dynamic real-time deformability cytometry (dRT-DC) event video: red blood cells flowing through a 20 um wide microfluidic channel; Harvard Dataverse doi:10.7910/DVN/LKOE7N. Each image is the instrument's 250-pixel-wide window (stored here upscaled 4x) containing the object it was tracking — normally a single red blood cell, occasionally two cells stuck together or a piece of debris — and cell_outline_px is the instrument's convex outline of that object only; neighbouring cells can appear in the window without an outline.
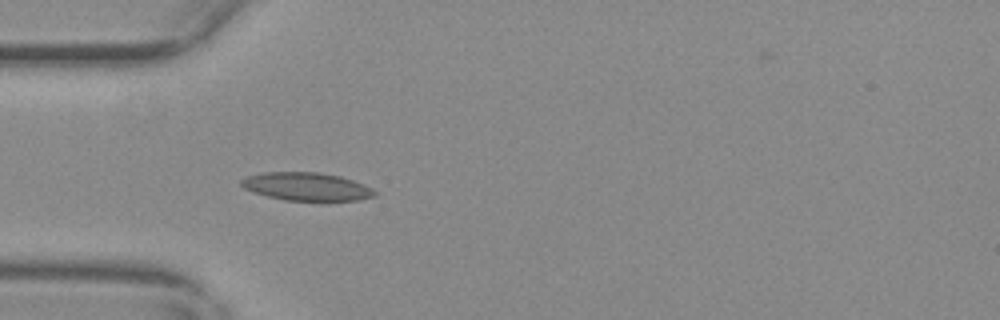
{"species": "common noctule bat (a hibernating species)", "species_latin": "Nyctalus noctula", "temperature_condition": "warm", "stored_images_in_passage": 55, "camera_frame_rate_fps": 3000, "um_per_image_px": 0.085, "animal": {"sex": "female", "body_mass_g": 29.2, "forearm_length_mm": 56.3}, "frame": {"image": 1, "passage_image": 16, "time_ms": 5.0, "image_size_px": [1000, 320], "cell_outline_px": [[376, 196], [360, 200], [320, 204], [284, 200], [268, 196], [244, 188], [240, 184], [240, 180], [244, 176], [264, 172], [316, 172], [340, 176], [364, 184], [372, 188], [376, 192]], "centroid_in_image_um": [26.12, 15.91], "position_along_channel_um": 58.9, "area_um2": 22.83}}
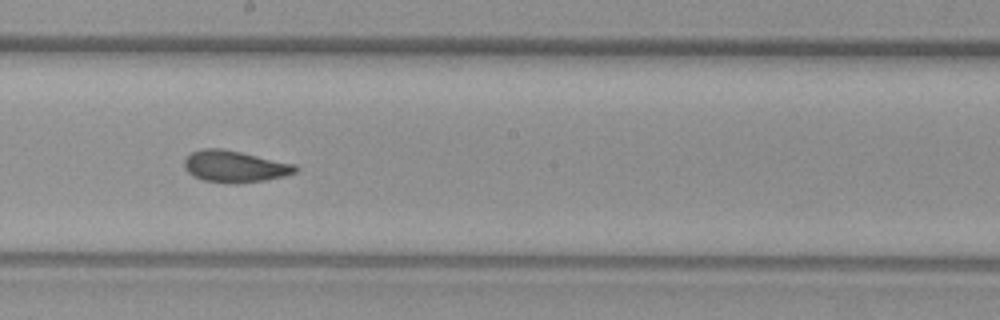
{"frame": {"image": 2, "passage_image": 30, "time_ms": 9.667, "image_size_px": [1000, 320], "cell_outline_px": [[300, 168], [296, 172], [284, 176], [264, 180], [236, 184], [232, 184], [204, 180], [192, 176], [184, 168], [184, 160], [192, 152], [204, 148], [220, 148], [240, 152], [296, 164]], "centroid_in_image_um": [19.96, 14.16], "position_along_channel_um": 228.2, "area_um2": 20.52}}
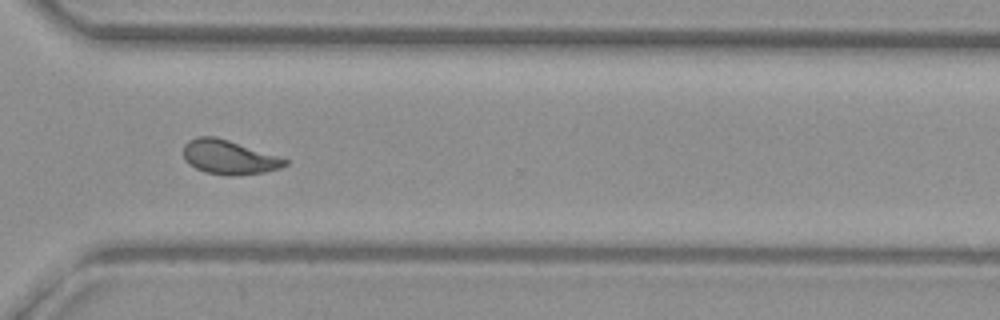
{"frame": {"image": 3, "passage_image": 40, "time_ms": 13.0, "image_size_px": [1000, 320], "cell_outline_px": [[288, 164], [280, 168], [264, 172], [232, 176], [228, 176], [204, 172], [188, 164], [184, 160], [184, 144], [196, 136], [216, 136], [288, 160]], "centroid_in_image_um": [19.41, 13.37], "position_along_channel_um": 351.2, "area_um2": 20.06}, "authors_computed_cell_mechanics": {"area_um2": 20.2878, "velocity_mm_per_s": 3.6895, "shape_relaxation_time_tau1_ms": null, "shape_relaxation_time_tau2_ms": 1.6125, "deformation_change_tau1": null, "deformation_change_tau2": 0.0726}}